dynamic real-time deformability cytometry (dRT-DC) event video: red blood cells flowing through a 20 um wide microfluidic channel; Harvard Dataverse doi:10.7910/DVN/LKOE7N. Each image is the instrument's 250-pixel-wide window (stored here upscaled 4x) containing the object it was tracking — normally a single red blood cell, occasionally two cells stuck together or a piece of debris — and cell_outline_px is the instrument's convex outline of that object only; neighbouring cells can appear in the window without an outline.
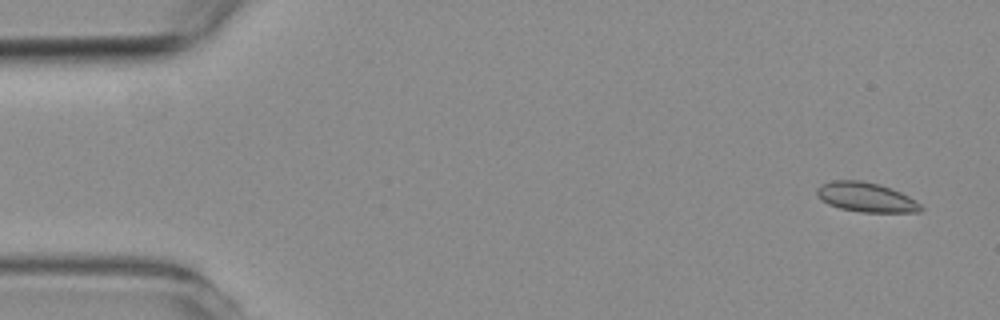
{"species": "common noctule bat (a hibernating species)", "species_latin": "Nyctalus noctula", "temperature_condition": "room temperature", "stored_images_in_passage": 5, "camera_frame_rate_fps": 3000, "um_per_image_px": 0.085, "animal": {"sex": "female", "body_mass_g": 19.3, "forearm_length_mm": 54.1}, "frame": {"image": 1, "passage_image": 1, "time_ms": 0.0, "image_size_px": [1000, 320], "cell_outline_px": [[924, 208], [920, 212], [860, 212], [840, 208], [828, 204], [816, 192], [816, 188], [820, 184], [832, 180], [860, 180], [880, 184], [892, 188], [916, 200]], "centroid_in_image_um": [73.63, 16.75], "position_along_channel_um": 11.4, "area_um2": 17.92}}
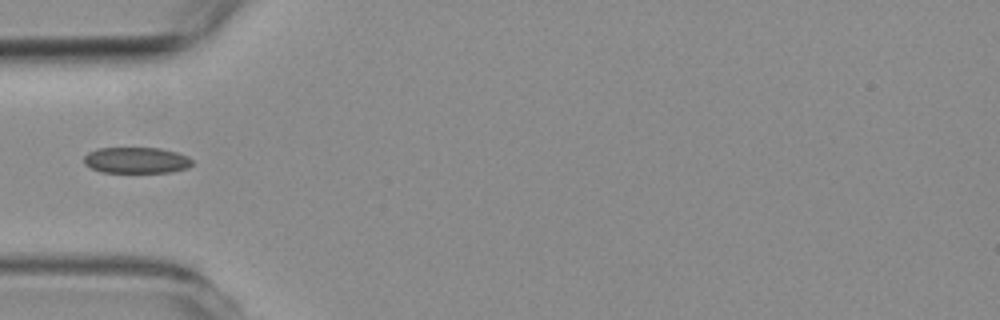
{"frame": {"image": 2, "passage_image": 4, "time_ms": 5.0, "image_size_px": [1000, 320], "cell_outline_px": [[192, 164], [188, 168], [172, 172], [100, 172], [84, 164], [84, 156], [88, 152], [100, 148], [160, 148], [176, 152], [188, 156], [192, 160]], "centroid_in_image_um": [11.6, 13.62], "position_along_channel_um": 73.4, "area_um2": 16.47}}
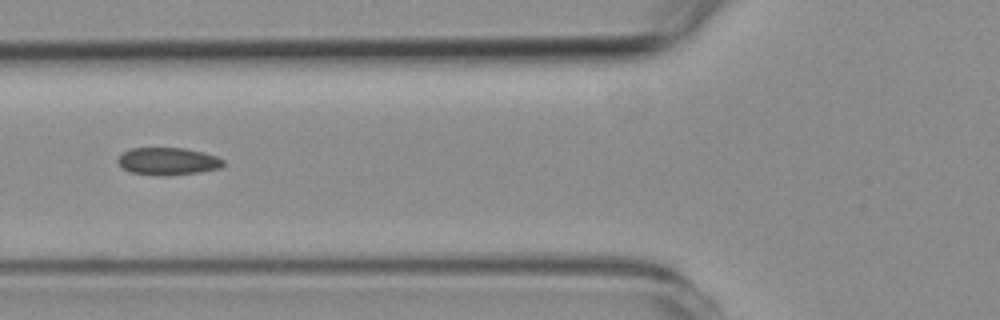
{"frame": {"image": 3, "passage_image": 5, "time_ms": 6.0, "image_size_px": [1000, 320], "cell_outline_px": [[224, 164], [220, 168], [200, 172], [164, 176], [160, 176], [132, 172], [124, 168], [116, 160], [124, 152], [132, 148], [184, 148], [216, 156], [224, 160]], "centroid_in_image_um": [14.29, 13.71], "position_along_channel_um": 111.5, "area_um2": 16.65}}